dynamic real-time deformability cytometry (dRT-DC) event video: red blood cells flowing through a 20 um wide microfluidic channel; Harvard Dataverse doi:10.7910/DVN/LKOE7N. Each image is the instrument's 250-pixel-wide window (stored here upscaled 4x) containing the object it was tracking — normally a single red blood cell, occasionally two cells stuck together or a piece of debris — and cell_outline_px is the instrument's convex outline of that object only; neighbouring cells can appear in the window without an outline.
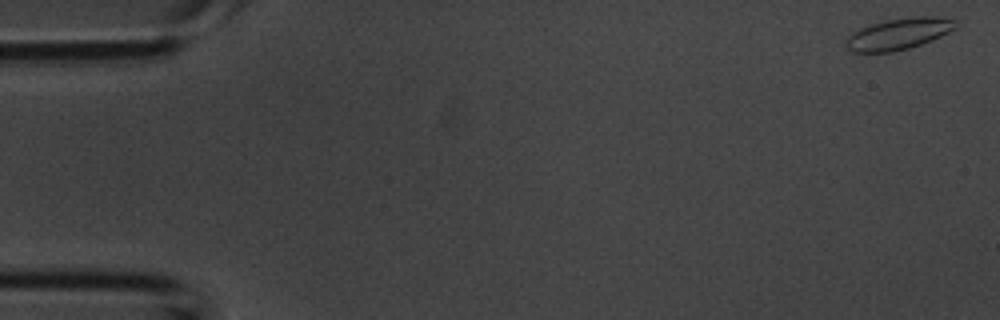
{"species": "common noctule bat (a hibernating species)", "species_latin": "Nyctalus noctula", "temperature_condition": "room temperature", "stored_images_in_passage": 4, "camera_frame_rate_fps": 3000, "um_per_image_px": 0.085, "animal": {"sex": "male", "body_mass_g": 20.1, "forearm_length_mm": 53.5}, "frame": {"image": 1, "passage_image": 1, "time_ms": 0.0, "image_size_px": [1000, 320], "cell_outline_px": [[956, 28], [932, 40], [908, 48], [892, 52], [848, 52], [844, 44], [844, 40], [852, 32], [860, 28], [872, 24], [888, 20], [912, 16], [932, 16], [956, 20]], "centroid_in_image_um": [76.33, 2.89], "position_along_channel_um": 8.7, "area_um2": 20.06}}